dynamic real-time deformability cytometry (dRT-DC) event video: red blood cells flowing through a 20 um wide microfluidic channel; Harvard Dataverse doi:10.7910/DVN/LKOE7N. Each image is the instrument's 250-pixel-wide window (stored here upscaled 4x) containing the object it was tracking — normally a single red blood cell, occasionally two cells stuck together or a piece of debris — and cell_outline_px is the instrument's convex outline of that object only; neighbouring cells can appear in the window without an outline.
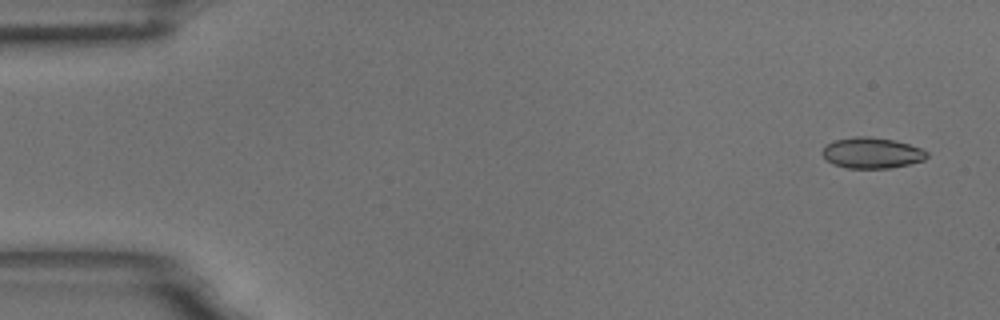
{"species": "common noctule bat (a hibernating species)", "species_latin": "Nyctalus noctula", "temperature_condition": "room temperature", "stored_images_in_passage": 6, "camera_frame_rate_fps": 3000, "um_per_image_px": 0.085, "animal": {"sex": "male", "body_mass_g": 18.8}, "frame": {"image": 1, "passage_image": 1, "time_ms": 0.0, "image_size_px": [1000, 320], "cell_outline_px": [[928, 156], [924, 160], [908, 164], [888, 168], [848, 168], [832, 164], [820, 152], [828, 144], [836, 140], [856, 136], [868, 136], [892, 140], [908, 144], [920, 148], [928, 152]], "centroid_in_image_um": [74.1, 13.0], "position_along_channel_um": 10.9, "area_um2": 18.55}}
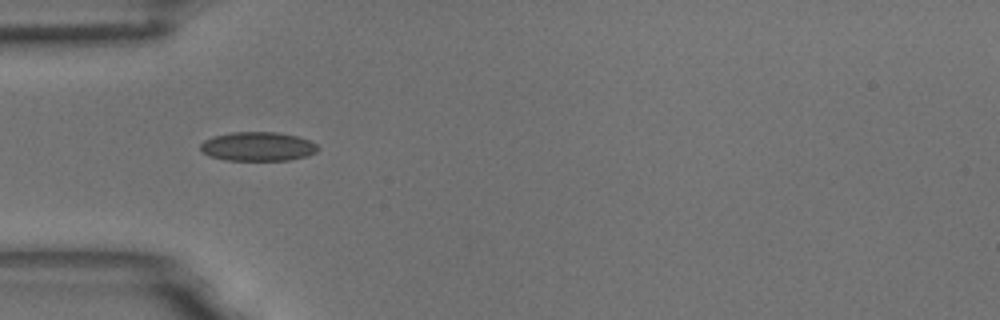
{"frame": {"image": 2, "passage_image": 5, "time_ms": 1.333, "image_size_px": [1000, 320], "cell_outline_px": [[320, 148], [316, 152], [308, 156], [288, 160], [224, 160], [208, 156], [200, 148], [200, 144], [204, 140], [212, 136], [232, 132], [276, 132], [296, 136], [308, 140], [316, 144]], "centroid_in_image_um": [21.9, 12.45], "position_along_channel_um": 63.1, "area_um2": 19.94}}